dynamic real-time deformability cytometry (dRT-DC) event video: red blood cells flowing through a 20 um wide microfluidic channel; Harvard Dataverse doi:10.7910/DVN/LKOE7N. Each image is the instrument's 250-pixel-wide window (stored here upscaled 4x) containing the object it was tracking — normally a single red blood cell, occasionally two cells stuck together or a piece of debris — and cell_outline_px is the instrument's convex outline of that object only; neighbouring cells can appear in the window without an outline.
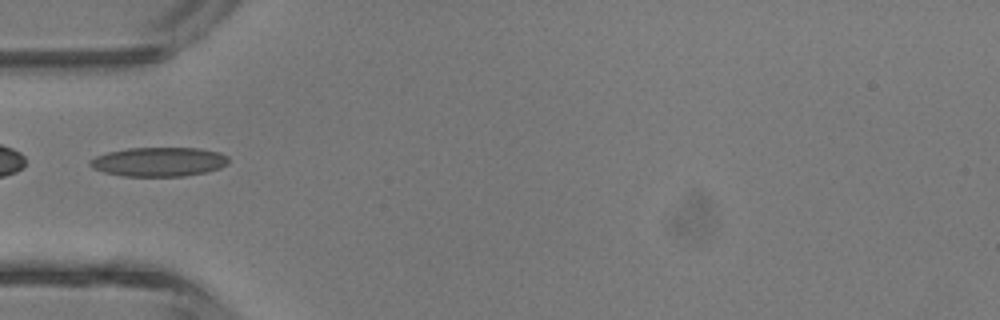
{"species": "common noctule bat (a hibernating species)", "species_latin": "Nyctalus noctula", "temperature_condition": "room temperature", "stored_images_in_passage": 3, "camera_frame_rate_fps": 3000, "um_per_image_px": 0.085, "animal": {"sex": "male", "body_mass_g": 13.3}, "frame": {"image": 1, "passage_image": 3, "time_ms": 3.0, "image_size_px": [1000, 320], "cell_outline_px": [[228, 164], [220, 168], [204, 172], [184, 176], [124, 176], [104, 172], [92, 168], [88, 164], [88, 160], [96, 156], [108, 152], [128, 148], [200, 148], [220, 152], [228, 156]], "centroid_in_image_um": [13.5, 13.75], "position_along_channel_um": 71.5, "area_um2": 23.64}}